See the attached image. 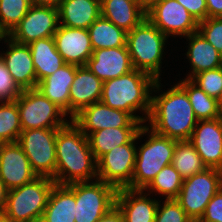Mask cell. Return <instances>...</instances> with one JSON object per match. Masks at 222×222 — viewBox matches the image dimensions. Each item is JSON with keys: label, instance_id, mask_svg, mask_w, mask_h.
Segmentation results:
<instances>
[{"label": "cell", "instance_id": "obj_1", "mask_svg": "<svg viewBox=\"0 0 222 222\" xmlns=\"http://www.w3.org/2000/svg\"><path fill=\"white\" fill-rule=\"evenodd\" d=\"M55 183L68 185L97 179V161L88 137L71 120L57 131Z\"/></svg>", "mask_w": 222, "mask_h": 222}, {"label": "cell", "instance_id": "obj_2", "mask_svg": "<svg viewBox=\"0 0 222 222\" xmlns=\"http://www.w3.org/2000/svg\"><path fill=\"white\" fill-rule=\"evenodd\" d=\"M157 134L177 141H189L198 122L186 91L179 85L151 96L147 121Z\"/></svg>", "mask_w": 222, "mask_h": 222}, {"label": "cell", "instance_id": "obj_3", "mask_svg": "<svg viewBox=\"0 0 222 222\" xmlns=\"http://www.w3.org/2000/svg\"><path fill=\"white\" fill-rule=\"evenodd\" d=\"M160 84L159 80L150 74L134 69L125 75L104 81L100 101L110 108L125 111L144 123L151 108L150 92L153 89L154 92H157V89L159 91ZM138 109L145 112L144 118L136 116V113L134 115Z\"/></svg>", "mask_w": 222, "mask_h": 222}, {"label": "cell", "instance_id": "obj_4", "mask_svg": "<svg viewBox=\"0 0 222 222\" xmlns=\"http://www.w3.org/2000/svg\"><path fill=\"white\" fill-rule=\"evenodd\" d=\"M168 37L145 18L126 36V47L133 68L160 80L162 54Z\"/></svg>", "mask_w": 222, "mask_h": 222}, {"label": "cell", "instance_id": "obj_5", "mask_svg": "<svg viewBox=\"0 0 222 222\" xmlns=\"http://www.w3.org/2000/svg\"><path fill=\"white\" fill-rule=\"evenodd\" d=\"M49 177H37L32 182L8 190L3 215L10 222H40L55 185Z\"/></svg>", "mask_w": 222, "mask_h": 222}, {"label": "cell", "instance_id": "obj_6", "mask_svg": "<svg viewBox=\"0 0 222 222\" xmlns=\"http://www.w3.org/2000/svg\"><path fill=\"white\" fill-rule=\"evenodd\" d=\"M145 125V133H150L146 140L136 151V161L129 189L144 190L156 175L167 165L172 164L173 154L177 140L157 134Z\"/></svg>", "mask_w": 222, "mask_h": 222}, {"label": "cell", "instance_id": "obj_7", "mask_svg": "<svg viewBox=\"0 0 222 222\" xmlns=\"http://www.w3.org/2000/svg\"><path fill=\"white\" fill-rule=\"evenodd\" d=\"M15 101L22 130L59 129L68 123L67 114L36 88L23 90Z\"/></svg>", "mask_w": 222, "mask_h": 222}, {"label": "cell", "instance_id": "obj_8", "mask_svg": "<svg viewBox=\"0 0 222 222\" xmlns=\"http://www.w3.org/2000/svg\"><path fill=\"white\" fill-rule=\"evenodd\" d=\"M67 186L75 193V222H96L115 206L117 189L100 179Z\"/></svg>", "mask_w": 222, "mask_h": 222}, {"label": "cell", "instance_id": "obj_9", "mask_svg": "<svg viewBox=\"0 0 222 222\" xmlns=\"http://www.w3.org/2000/svg\"><path fill=\"white\" fill-rule=\"evenodd\" d=\"M222 188V170L206 168L204 171L184 179L176 200L186 214L197 222L207 204Z\"/></svg>", "mask_w": 222, "mask_h": 222}, {"label": "cell", "instance_id": "obj_10", "mask_svg": "<svg viewBox=\"0 0 222 222\" xmlns=\"http://www.w3.org/2000/svg\"><path fill=\"white\" fill-rule=\"evenodd\" d=\"M57 131L44 128L22 130L17 141L29 159L32 171L38 177H49L54 181Z\"/></svg>", "mask_w": 222, "mask_h": 222}, {"label": "cell", "instance_id": "obj_11", "mask_svg": "<svg viewBox=\"0 0 222 222\" xmlns=\"http://www.w3.org/2000/svg\"><path fill=\"white\" fill-rule=\"evenodd\" d=\"M145 134V125L141 126L137 135L129 142L117 146L97 160V179L111 184L117 190L127 188L133 178L136 161L135 140Z\"/></svg>", "mask_w": 222, "mask_h": 222}, {"label": "cell", "instance_id": "obj_12", "mask_svg": "<svg viewBox=\"0 0 222 222\" xmlns=\"http://www.w3.org/2000/svg\"><path fill=\"white\" fill-rule=\"evenodd\" d=\"M146 18L167 37H186L198 31L199 22L177 0L155 3L146 11Z\"/></svg>", "mask_w": 222, "mask_h": 222}, {"label": "cell", "instance_id": "obj_13", "mask_svg": "<svg viewBox=\"0 0 222 222\" xmlns=\"http://www.w3.org/2000/svg\"><path fill=\"white\" fill-rule=\"evenodd\" d=\"M59 11L50 6L31 5L25 17L8 34L12 40L29 45L53 37L59 27Z\"/></svg>", "mask_w": 222, "mask_h": 222}, {"label": "cell", "instance_id": "obj_14", "mask_svg": "<svg viewBox=\"0 0 222 222\" xmlns=\"http://www.w3.org/2000/svg\"><path fill=\"white\" fill-rule=\"evenodd\" d=\"M71 120L86 136L100 129L142 126L129 113L110 108L101 101L83 108Z\"/></svg>", "mask_w": 222, "mask_h": 222}, {"label": "cell", "instance_id": "obj_15", "mask_svg": "<svg viewBox=\"0 0 222 222\" xmlns=\"http://www.w3.org/2000/svg\"><path fill=\"white\" fill-rule=\"evenodd\" d=\"M189 142L207 168L222 170V117L198 120Z\"/></svg>", "mask_w": 222, "mask_h": 222}, {"label": "cell", "instance_id": "obj_16", "mask_svg": "<svg viewBox=\"0 0 222 222\" xmlns=\"http://www.w3.org/2000/svg\"><path fill=\"white\" fill-rule=\"evenodd\" d=\"M37 177L18 142L0 144V179L8 190L30 183Z\"/></svg>", "mask_w": 222, "mask_h": 222}, {"label": "cell", "instance_id": "obj_17", "mask_svg": "<svg viewBox=\"0 0 222 222\" xmlns=\"http://www.w3.org/2000/svg\"><path fill=\"white\" fill-rule=\"evenodd\" d=\"M53 37L57 52L67 64L85 66L92 56L93 49L87 29L65 27L59 24Z\"/></svg>", "mask_w": 222, "mask_h": 222}, {"label": "cell", "instance_id": "obj_18", "mask_svg": "<svg viewBox=\"0 0 222 222\" xmlns=\"http://www.w3.org/2000/svg\"><path fill=\"white\" fill-rule=\"evenodd\" d=\"M86 66L103 82L134 70L126 46L93 50Z\"/></svg>", "mask_w": 222, "mask_h": 222}, {"label": "cell", "instance_id": "obj_19", "mask_svg": "<svg viewBox=\"0 0 222 222\" xmlns=\"http://www.w3.org/2000/svg\"><path fill=\"white\" fill-rule=\"evenodd\" d=\"M7 38L5 42L8 43L9 49L4 55L0 54V58L22 90L36 88L37 78L29 45Z\"/></svg>", "mask_w": 222, "mask_h": 222}, {"label": "cell", "instance_id": "obj_20", "mask_svg": "<svg viewBox=\"0 0 222 222\" xmlns=\"http://www.w3.org/2000/svg\"><path fill=\"white\" fill-rule=\"evenodd\" d=\"M103 81L87 66H77L69 94V114L72 119L83 108L99 102L102 97Z\"/></svg>", "mask_w": 222, "mask_h": 222}, {"label": "cell", "instance_id": "obj_21", "mask_svg": "<svg viewBox=\"0 0 222 222\" xmlns=\"http://www.w3.org/2000/svg\"><path fill=\"white\" fill-rule=\"evenodd\" d=\"M142 189L121 188L117 190L115 205L124 216L125 222H154L158 204ZM143 194V195H142ZM137 195V196H135Z\"/></svg>", "mask_w": 222, "mask_h": 222}, {"label": "cell", "instance_id": "obj_22", "mask_svg": "<svg viewBox=\"0 0 222 222\" xmlns=\"http://www.w3.org/2000/svg\"><path fill=\"white\" fill-rule=\"evenodd\" d=\"M77 65L65 64L52 75L37 83L36 89L52 103L69 114L70 88L75 78Z\"/></svg>", "mask_w": 222, "mask_h": 222}, {"label": "cell", "instance_id": "obj_23", "mask_svg": "<svg viewBox=\"0 0 222 222\" xmlns=\"http://www.w3.org/2000/svg\"><path fill=\"white\" fill-rule=\"evenodd\" d=\"M101 15L128 33L146 18V10L139 0H101Z\"/></svg>", "mask_w": 222, "mask_h": 222}, {"label": "cell", "instance_id": "obj_24", "mask_svg": "<svg viewBox=\"0 0 222 222\" xmlns=\"http://www.w3.org/2000/svg\"><path fill=\"white\" fill-rule=\"evenodd\" d=\"M58 11L60 25L88 29L101 15V0H62Z\"/></svg>", "mask_w": 222, "mask_h": 222}, {"label": "cell", "instance_id": "obj_25", "mask_svg": "<svg viewBox=\"0 0 222 222\" xmlns=\"http://www.w3.org/2000/svg\"><path fill=\"white\" fill-rule=\"evenodd\" d=\"M186 38L190 42L186 55L192 67V73L187 79H192L200 72L222 67V55L199 31L191 33Z\"/></svg>", "mask_w": 222, "mask_h": 222}, {"label": "cell", "instance_id": "obj_26", "mask_svg": "<svg viewBox=\"0 0 222 222\" xmlns=\"http://www.w3.org/2000/svg\"><path fill=\"white\" fill-rule=\"evenodd\" d=\"M75 193L67 186L55 184L40 222H75Z\"/></svg>", "mask_w": 222, "mask_h": 222}, {"label": "cell", "instance_id": "obj_27", "mask_svg": "<svg viewBox=\"0 0 222 222\" xmlns=\"http://www.w3.org/2000/svg\"><path fill=\"white\" fill-rule=\"evenodd\" d=\"M37 83L52 75L65 65L62 56L57 52L54 37L40 38L29 44Z\"/></svg>", "mask_w": 222, "mask_h": 222}, {"label": "cell", "instance_id": "obj_28", "mask_svg": "<svg viewBox=\"0 0 222 222\" xmlns=\"http://www.w3.org/2000/svg\"><path fill=\"white\" fill-rule=\"evenodd\" d=\"M141 127L106 128L90 133L88 137L90 149L97 161L111 149L129 143Z\"/></svg>", "mask_w": 222, "mask_h": 222}, {"label": "cell", "instance_id": "obj_29", "mask_svg": "<svg viewBox=\"0 0 222 222\" xmlns=\"http://www.w3.org/2000/svg\"><path fill=\"white\" fill-rule=\"evenodd\" d=\"M87 30L93 50L126 46L127 32L102 15Z\"/></svg>", "mask_w": 222, "mask_h": 222}, {"label": "cell", "instance_id": "obj_30", "mask_svg": "<svg viewBox=\"0 0 222 222\" xmlns=\"http://www.w3.org/2000/svg\"><path fill=\"white\" fill-rule=\"evenodd\" d=\"M178 84L186 91L198 120H213L221 117L218 100L208 96L191 79L186 78Z\"/></svg>", "mask_w": 222, "mask_h": 222}, {"label": "cell", "instance_id": "obj_31", "mask_svg": "<svg viewBox=\"0 0 222 222\" xmlns=\"http://www.w3.org/2000/svg\"><path fill=\"white\" fill-rule=\"evenodd\" d=\"M172 165L183 179L198 174L207 168L189 141L176 142Z\"/></svg>", "mask_w": 222, "mask_h": 222}, {"label": "cell", "instance_id": "obj_32", "mask_svg": "<svg viewBox=\"0 0 222 222\" xmlns=\"http://www.w3.org/2000/svg\"><path fill=\"white\" fill-rule=\"evenodd\" d=\"M21 132L16 101L0 102V144L17 142Z\"/></svg>", "mask_w": 222, "mask_h": 222}, {"label": "cell", "instance_id": "obj_33", "mask_svg": "<svg viewBox=\"0 0 222 222\" xmlns=\"http://www.w3.org/2000/svg\"><path fill=\"white\" fill-rule=\"evenodd\" d=\"M184 179L172 164L165 166L150 184L144 189L152 190L165 195L166 199H176L182 187Z\"/></svg>", "mask_w": 222, "mask_h": 222}, {"label": "cell", "instance_id": "obj_34", "mask_svg": "<svg viewBox=\"0 0 222 222\" xmlns=\"http://www.w3.org/2000/svg\"><path fill=\"white\" fill-rule=\"evenodd\" d=\"M30 0H0V25L9 34L25 17Z\"/></svg>", "mask_w": 222, "mask_h": 222}, {"label": "cell", "instance_id": "obj_35", "mask_svg": "<svg viewBox=\"0 0 222 222\" xmlns=\"http://www.w3.org/2000/svg\"><path fill=\"white\" fill-rule=\"evenodd\" d=\"M208 96L219 99L222 93V67L210 69L196 74L191 79Z\"/></svg>", "mask_w": 222, "mask_h": 222}, {"label": "cell", "instance_id": "obj_36", "mask_svg": "<svg viewBox=\"0 0 222 222\" xmlns=\"http://www.w3.org/2000/svg\"><path fill=\"white\" fill-rule=\"evenodd\" d=\"M158 204L154 222H194L176 199H165Z\"/></svg>", "mask_w": 222, "mask_h": 222}, {"label": "cell", "instance_id": "obj_37", "mask_svg": "<svg viewBox=\"0 0 222 222\" xmlns=\"http://www.w3.org/2000/svg\"><path fill=\"white\" fill-rule=\"evenodd\" d=\"M198 31L222 55V17L200 21Z\"/></svg>", "mask_w": 222, "mask_h": 222}, {"label": "cell", "instance_id": "obj_38", "mask_svg": "<svg viewBox=\"0 0 222 222\" xmlns=\"http://www.w3.org/2000/svg\"><path fill=\"white\" fill-rule=\"evenodd\" d=\"M22 91L0 58V102L15 101Z\"/></svg>", "mask_w": 222, "mask_h": 222}, {"label": "cell", "instance_id": "obj_39", "mask_svg": "<svg viewBox=\"0 0 222 222\" xmlns=\"http://www.w3.org/2000/svg\"><path fill=\"white\" fill-rule=\"evenodd\" d=\"M197 222H222V188L209 201Z\"/></svg>", "mask_w": 222, "mask_h": 222}, {"label": "cell", "instance_id": "obj_40", "mask_svg": "<svg viewBox=\"0 0 222 222\" xmlns=\"http://www.w3.org/2000/svg\"><path fill=\"white\" fill-rule=\"evenodd\" d=\"M185 9L200 22L208 18L206 0H177Z\"/></svg>", "mask_w": 222, "mask_h": 222}, {"label": "cell", "instance_id": "obj_41", "mask_svg": "<svg viewBox=\"0 0 222 222\" xmlns=\"http://www.w3.org/2000/svg\"><path fill=\"white\" fill-rule=\"evenodd\" d=\"M96 222H125L124 216L115 205L106 214L99 218Z\"/></svg>", "mask_w": 222, "mask_h": 222}, {"label": "cell", "instance_id": "obj_42", "mask_svg": "<svg viewBox=\"0 0 222 222\" xmlns=\"http://www.w3.org/2000/svg\"><path fill=\"white\" fill-rule=\"evenodd\" d=\"M208 18L222 17V0H206Z\"/></svg>", "mask_w": 222, "mask_h": 222}, {"label": "cell", "instance_id": "obj_43", "mask_svg": "<svg viewBox=\"0 0 222 222\" xmlns=\"http://www.w3.org/2000/svg\"><path fill=\"white\" fill-rule=\"evenodd\" d=\"M8 189L0 179V215L4 213L7 202Z\"/></svg>", "mask_w": 222, "mask_h": 222}, {"label": "cell", "instance_id": "obj_44", "mask_svg": "<svg viewBox=\"0 0 222 222\" xmlns=\"http://www.w3.org/2000/svg\"><path fill=\"white\" fill-rule=\"evenodd\" d=\"M62 0H30L31 5H38V6H50L57 8L60 6Z\"/></svg>", "mask_w": 222, "mask_h": 222}, {"label": "cell", "instance_id": "obj_45", "mask_svg": "<svg viewBox=\"0 0 222 222\" xmlns=\"http://www.w3.org/2000/svg\"><path fill=\"white\" fill-rule=\"evenodd\" d=\"M142 7L147 11L150 7H152L155 3L163 1V0H139Z\"/></svg>", "mask_w": 222, "mask_h": 222}, {"label": "cell", "instance_id": "obj_46", "mask_svg": "<svg viewBox=\"0 0 222 222\" xmlns=\"http://www.w3.org/2000/svg\"><path fill=\"white\" fill-rule=\"evenodd\" d=\"M6 37H8V34L0 25V41L3 40V39L5 40Z\"/></svg>", "mask_w": 222, "mask_h": 222}, {"label": "cell", "instance_id": "obj_47", "mask_svg": "<svg viewBox=\"0 0 222 222\" xmlns=\"http://www.w3.org/2000/svg\"><path fill=\"white\" fill-rule=\"evenodd\" d=\"M218 107H219V113L222 117V93H221V96L218 99Z\"/></svg>", "mask_w": 222, "mask_h": 222}, {"label": "cell", "instance_id": "obj_48", "mask_svg": "<svg viewBox=\"0 0 222 222\" xmlns=\"http://www.w3.org/2000/svg\"><path fill=\"white\" fill-rule=\"evenodd\" d=\"M0 222H10L3 214L0 215Z\"/></svg>", "mask_w": 222, "mask_h": 222}]
</instances>
